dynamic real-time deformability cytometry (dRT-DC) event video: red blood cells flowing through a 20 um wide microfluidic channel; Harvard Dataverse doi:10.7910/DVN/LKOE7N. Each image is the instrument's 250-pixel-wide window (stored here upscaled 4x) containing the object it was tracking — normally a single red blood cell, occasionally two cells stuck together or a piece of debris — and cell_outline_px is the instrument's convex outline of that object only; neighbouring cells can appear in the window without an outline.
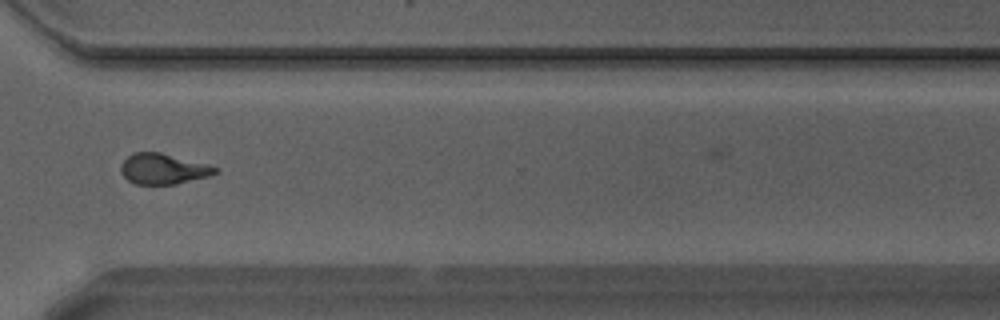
{"species": "Egyptian fruit bat (a non-hibernating species)", "species_latin": "Rousettus aegyptiacus", "temperature_condition": "warm", "stored_images_in_passage": 25, "camera_frame_rate_fps": 3000, "um_per_image_px": 0.085, "animal": {"sex": "male"}, "frame": {"image": 1, "passage_image": 21, "time_ms": 6.667, "image_size_px": [1000, 320], "cell_outline_px": [[220, 172], [208, 176], [176, 184], [136, 184], [128, 180], [120, 172], [120, 164], [128, 156], [136, 152], [160, 152], [208, 164], [220, 168]], "centroid_in_image_um": [13.89, 14.35], "position_along_channel_um": 356.7, "area_um2": 16.88}}